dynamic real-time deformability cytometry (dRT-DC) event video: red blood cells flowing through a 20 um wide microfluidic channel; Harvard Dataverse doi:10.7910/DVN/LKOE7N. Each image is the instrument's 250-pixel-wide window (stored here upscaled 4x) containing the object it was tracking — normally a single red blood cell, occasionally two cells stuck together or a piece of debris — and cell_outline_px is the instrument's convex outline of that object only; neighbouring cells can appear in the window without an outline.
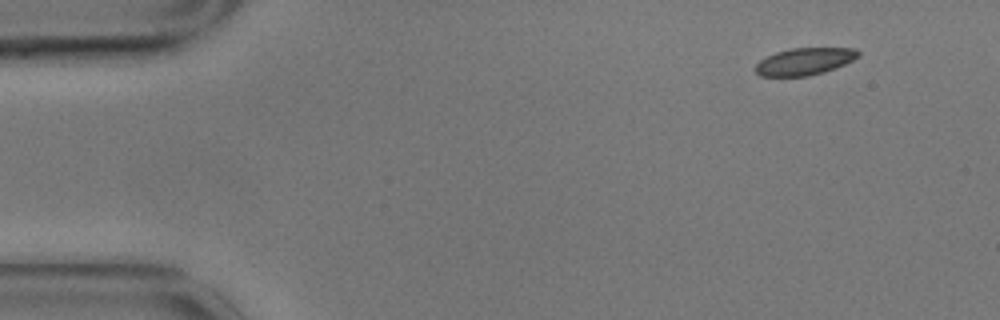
{"species": "common noctule bat (a hibernating species)", "species_latin": "Nyctalus noctula", "temperature_condition": "cold", "stored_images_in_passage": 49, "camera_frame_rate_fps": 3000, "um_per_image_px": 0.085, "animal": {"sex": "male", "body_mass_g": 17.9}, "frame": {"image": 1, "passage_image": 1, "time_ms": 0.0, "image_size_px": [1000, 320], "cell_outline_px": [[860, 56], [836, 68], [824, 72], [808, 76], [760, 76], [756, 72], [756, 64], [760, 60], [776, 52], [792, 48], [856, 48], [860, 52]], "centroid_in_image_um": [68.41, 5.22], "position_along_channel_um": 16.6, "area_um2": 16.18}}
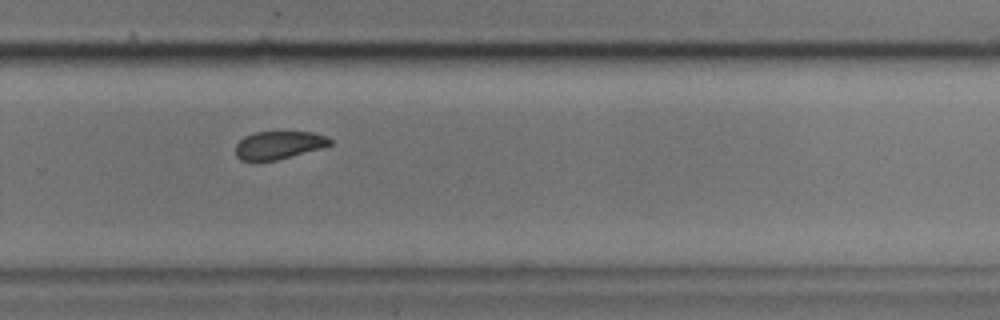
{"frame": {"image": 2, "passage_image": 34, "time_ms": 11.0, "image_size_px": [1000, 320], "cell_outline_px": [[332, 144], [320, 148], [276, 160], [256, 164], [240, 160], [236, 156], [236, 144], [244, 136], [256, 132], [312, 132], [324, 136], [332, 140]], "centroid_in_image_um": [23.61, 12.37], "position_along_channel_um": 306.2, "area_um2": 15.61}}
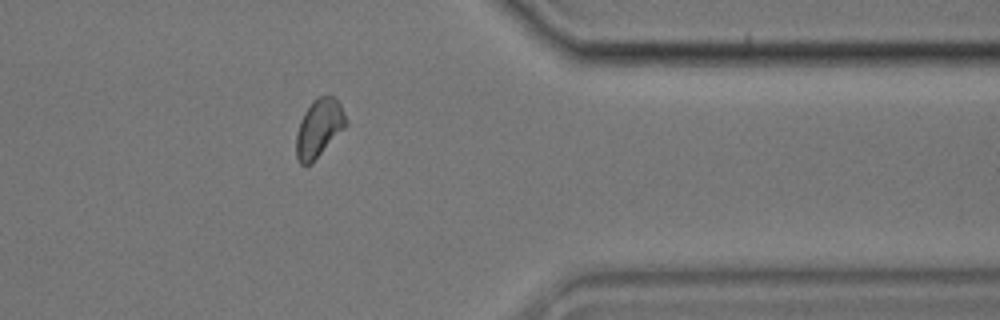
{"frame": {"image": 3, "passage_image": 42, "time_ms": 13.667, "image_size_px": [1000, 320], "cell_outline_px": [[348, 124], [312, 164], [300, 164], [296, 156], [296, 132], [300, 120], [304, 112], [312, 100], [320, 96], [332, 96], [340, 104], [348, 120]], "centroid_in_image_um": [27.11, 10.9], "position_along_channel_um": 384.3, "area_um2": 16.94}}